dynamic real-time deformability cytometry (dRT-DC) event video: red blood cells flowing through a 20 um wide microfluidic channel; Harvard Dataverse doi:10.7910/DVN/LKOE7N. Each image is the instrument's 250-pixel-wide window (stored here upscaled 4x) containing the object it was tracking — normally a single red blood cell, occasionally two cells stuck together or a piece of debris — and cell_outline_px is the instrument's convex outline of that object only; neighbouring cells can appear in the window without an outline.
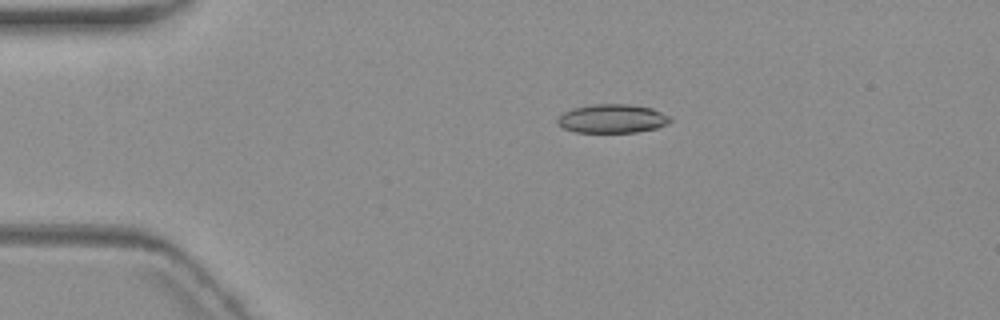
{"species": "common noctule bat (a hibernating species)", "species_latin": "Nyctalus noctula", "temperature_condition": "warm", "stored_images_in_passage": 8, "camera_frame_rate_fps": 3000, "um_per_image_px": 0.085, "animal": {"sex": "female", "body_mass_g": 19.3, "forearm_length_mm": 54.1}, "frame": {"image": 1, "passage_image": 3, "time_ms": 3.333, "image_size_px": [1000, 320], "cell_outline_px": [[672, 120], [668, 124], [656, 128], [636, 132], [576, 132], [564, 128], [556, 124], [556, 120], [564, 112], [572, 108], [592, 104], [628, 104], [652, 108], [668, 116]], "centroid_in_image_um": [52.02, 10.08], "position_along_channel_um": 33.0, "area_um2": 18.84}}
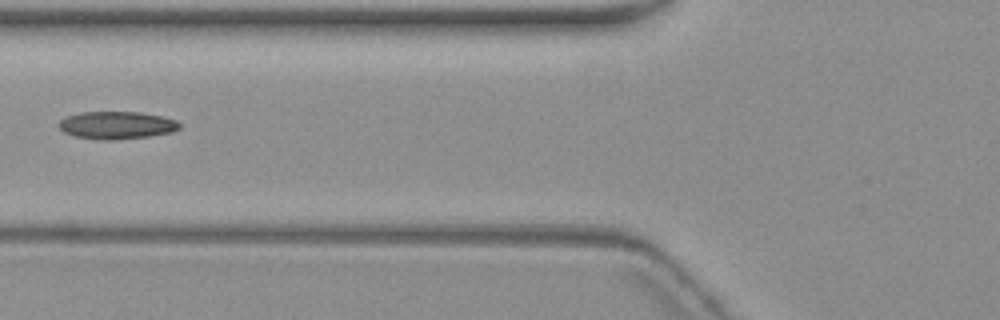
{"frame": {"image": 2, "passage_image": 6, "time_ms": 7.0, "image_size_px": [1000, 320], "cell_outline_px": [[180, 128], [172, 132], [148, 136], [116, 140], [96, 140], [76, 136], [64, 132], [56, 124], [64, 116], [80, 112], [140, 112], [164, 116], [176, 120], [180, 124]], "centroid_in_image_um": [9.9, 10.64], "position_along_channel_um": 115.9, "area_um2": 19.65}}
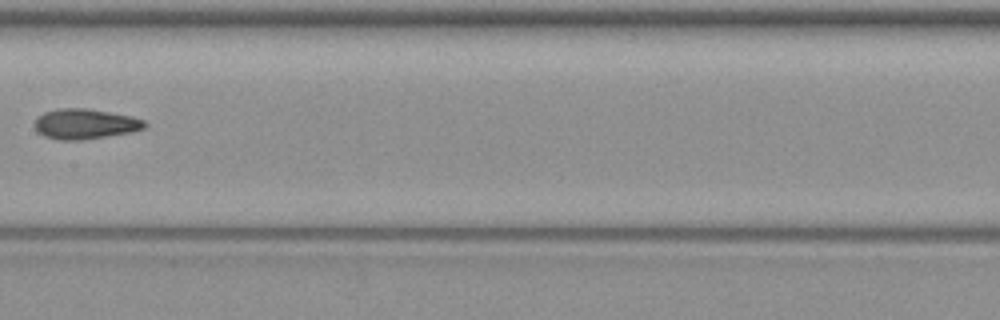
{"frame": {"image": 3, "passage_image": 8, "time_ms": 9.333, "image_size_px": [1000, 320], "cell_outline_px": [[148, 124], [144, 128], [132, 132], [84, 140], [60, 140], [44, 136], [36, 132], [36, 116], [44, 112], [60, 108], [84, 108], [132, 116], [144, 120]], "centroid_in_image_um": [7.23, 10.54], "position_along_channel_um": 200.2, "area_um2": 19.42}}